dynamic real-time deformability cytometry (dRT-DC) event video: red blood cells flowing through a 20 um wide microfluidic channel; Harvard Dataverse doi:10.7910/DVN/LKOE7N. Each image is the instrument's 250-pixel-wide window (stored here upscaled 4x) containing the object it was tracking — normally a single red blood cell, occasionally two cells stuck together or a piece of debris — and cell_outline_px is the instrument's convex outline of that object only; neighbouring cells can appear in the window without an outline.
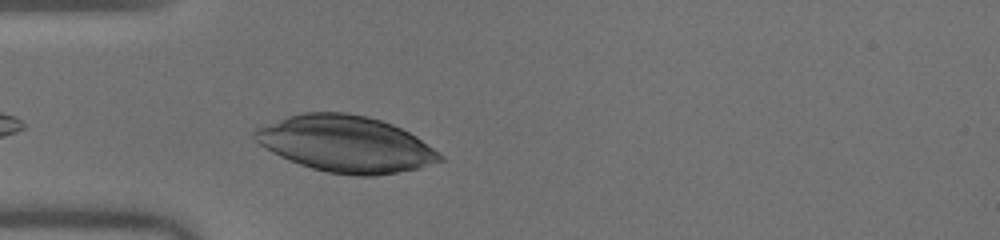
{"species": "human", "species_latin": "Homo sapiens", "temperature_condition": "warm", "stored_images_in_passage": 34, "camera_frame_rate_fps": 3000, "um_per_image_px": 0.085, "donor": {"sex": "male"}, "frame": {"image": 1, "passage_image": 2, "time_ms": 0.333, "image_size_px": [1000, 240], "cell_outline_px": [[444, 160], [416, 168], [396, 172], [372, 176], [356, 176], [328, 172], [312, 168], [300, 164], [280, 156], [264, 148], [252, 136], [252, 128], [260, 124], [288, 116], [304, 112], [348, 112], [368, 116], [392, 124], [416, 136], [444, 156]], "centroid_in_image_um": [29.32, 12.21], "position_along_channel_um": 55.7, "area_um2": 60.81}}
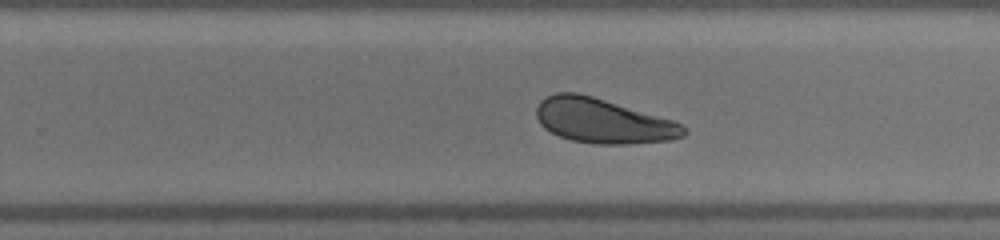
{"frame": {"image": 2, "passage_image": 16, "time_ms": 5.0, "image_size_px": [1000, 240], "cell_outline_px": [[688, 132], [684, 136], [668, 140], [628, 144], [596, 144], [572, 140], [560, 136], [544, 128], [540, 124], [536, 116], [536, 108], [540, 100], [544, 96], [556, 92], [576, 92], [592, 96], [672, 120], [680, 124]], "centroid_in_image_um": [51.2, 10.27], "position_along_channel_um": 278.6, "area_um2": 38.09}}
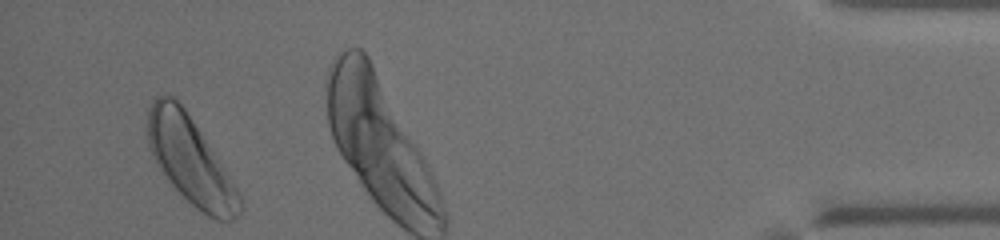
{"frame": {"image": 3, "passage_image": 32, "time_ms": 10.333, "image_size_px": [1000, 240], "cell_outline_px": [[244, 208], [232, 220], [216, 220], [208, 216], [196, 208], [168, 180], [156, 164], [152, 156], [148, 144], [148, 108], [152, 100], [156, 96], [164, 92], [172, 96], [184, 108], [240, 192]], "centroid_in_image_um": [16.17, 13.64], "position_along_channel_um": 419.0, "area_um2": 46.07}, "authors_computed_cell_mechanics": {"area_um2": 42.0206, "velocity_mm_per_s": 4.0079, "shape_relaxation_time_tau1_ms": null, "shape_relaxation_time_tau2_ms": 2.269, "deformation_change_tau1": null, "deformation_change_tau2": 0.1028}}